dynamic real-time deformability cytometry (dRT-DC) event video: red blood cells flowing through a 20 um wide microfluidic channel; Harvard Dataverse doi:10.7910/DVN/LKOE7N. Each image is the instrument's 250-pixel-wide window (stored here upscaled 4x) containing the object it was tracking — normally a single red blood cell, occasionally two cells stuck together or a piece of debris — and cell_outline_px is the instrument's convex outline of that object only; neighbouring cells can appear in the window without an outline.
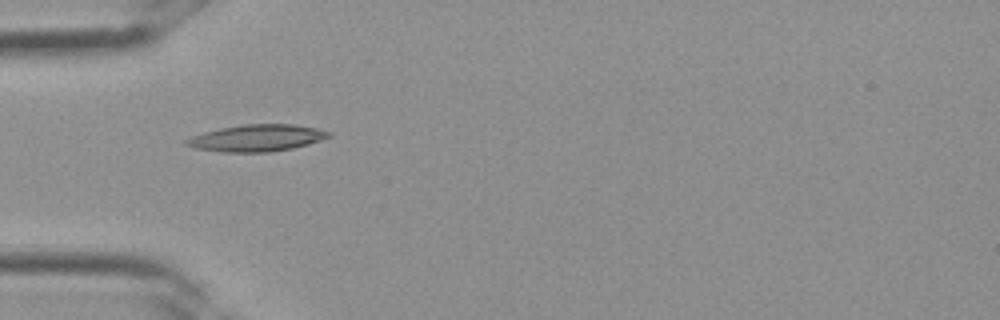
{"species": "Egyptian fruit bat (a non-hibernating species)", "species_latin": "Rousettus aegyptiacus", "temperature_condition": "room temperature", "stored_images_in_passage": 2, "camera_frame_rate_fps": 3000, "um_per_image_px": 0.085, "frame": {"image": 1, "passage_image": 2, "time_ms": 0.333, "image_size_px": [1000, 320], "cell_outline_px": [[332, 136], [308, 144], [292, 148], [268, 152], [224, 152], [196, 148], [184, 144], [184, 140], [192, 136], [204, 132], [220, 128], [244, 124], [292, 124], [316, 128], [332, 132]], "centroid_in_image_um": [21.83, 11.72], "position_along_channel_um": 63.2, "area_um2": 22.14}}